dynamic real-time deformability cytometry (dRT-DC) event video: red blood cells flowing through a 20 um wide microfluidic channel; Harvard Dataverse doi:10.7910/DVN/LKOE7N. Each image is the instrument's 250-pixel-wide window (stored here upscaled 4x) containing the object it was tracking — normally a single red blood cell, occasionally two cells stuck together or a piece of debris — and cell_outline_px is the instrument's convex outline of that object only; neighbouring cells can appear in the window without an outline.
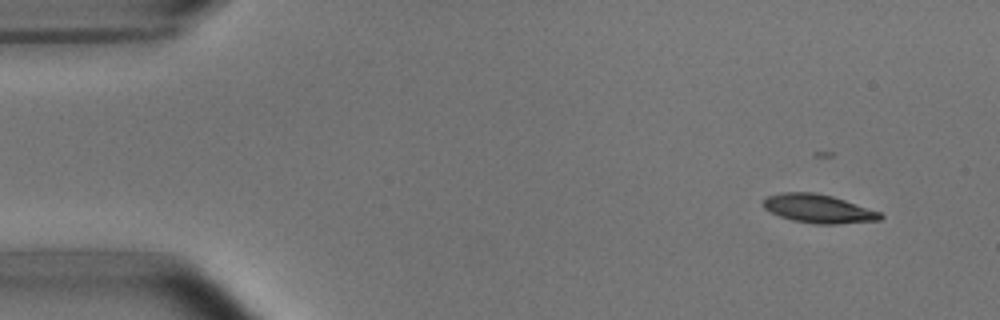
{"species": "common noctule bat (a hibernating species)", "species_latin": "Nyctalus noctula", "temperature_condition": "room temperature", "stored_images_in_passage": 49, "camera_frame_rate_fps": 3000, "um_per_image_px": 0.085, "animal": {"sex": "male", "body_mass_g": 15.6}, "frame": {"image": 1, "passage_image": 1, "time_ms": 0.0, "image_size_px": [1000, 320], "cell_outline_px": [[884, 216], [880, 220], [836, 224], [816, 224], [792, 220], [780, 216], [764, 208], [764, 200], [768, 196], [780, 192], [812, 192], [832, 196], [880, 212]], "centroid_in_image_um": [69.56, 17.74], "position_along_channel_um": 15.4, "area_um2": 19.25}}
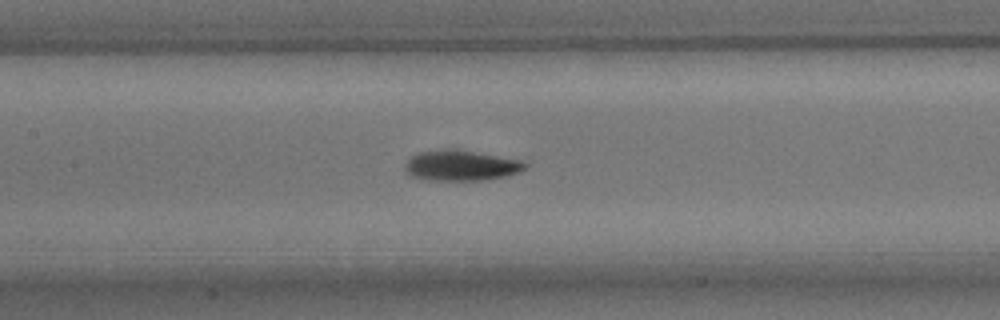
{"frame": {"image": 2, "passage_image": 21, "time_ms": 6.667, "image_size_px": [1000, 320], "cell_outline_px": [[528, 164], [520, 172], [508, 176], [480, 180], [428, 180], [412, 176], [404, 168], [404, 164], [412, 156], [420, 152], [444, 148], [456, 148], [524, 160]], "centroid_in_image_um": [39.22, 14.05], "position_along_channel_um": 168.2, "area_um2": 21.62}}
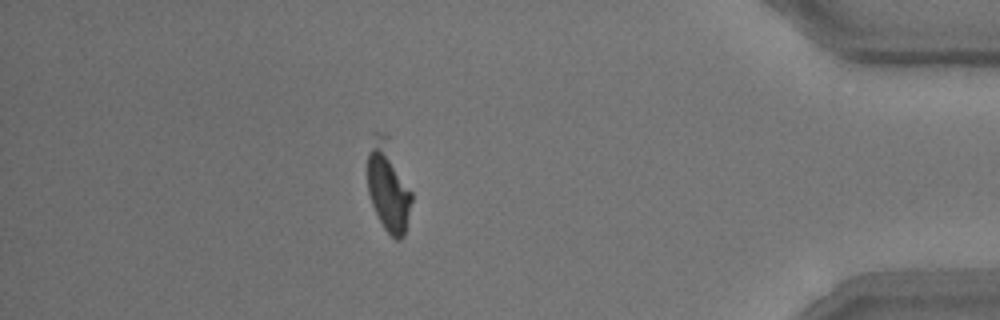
{"frame": {"image": 3, "passage_image": 43, "time_ms": 14.0, "image_size_px": [1000, 320], "cell_outline_px": [[412, 200], [404, 236], [400, 240], [396, 240], [384, 228], [372, 204], [368, 192], [368, 152], [372, 132], [384, 132], [388, 136], [412, 192]], "centroid_in_image_um": [33.0, 15.81], "position_along_channel_um": 402.2, "area_um2": 23.29}, "authors_computed_cell_mechanics": {"area_um2": 20.9236, "velocity_mm_per_s": 3.776, "shape_relaxation_time_tau1_ms": 2.7945, "shape_relaxation_time_tau2_ms": 2.9834, "deformation_change_tau1": 0.1352, "deformation_change_tau2": 0.0741}}